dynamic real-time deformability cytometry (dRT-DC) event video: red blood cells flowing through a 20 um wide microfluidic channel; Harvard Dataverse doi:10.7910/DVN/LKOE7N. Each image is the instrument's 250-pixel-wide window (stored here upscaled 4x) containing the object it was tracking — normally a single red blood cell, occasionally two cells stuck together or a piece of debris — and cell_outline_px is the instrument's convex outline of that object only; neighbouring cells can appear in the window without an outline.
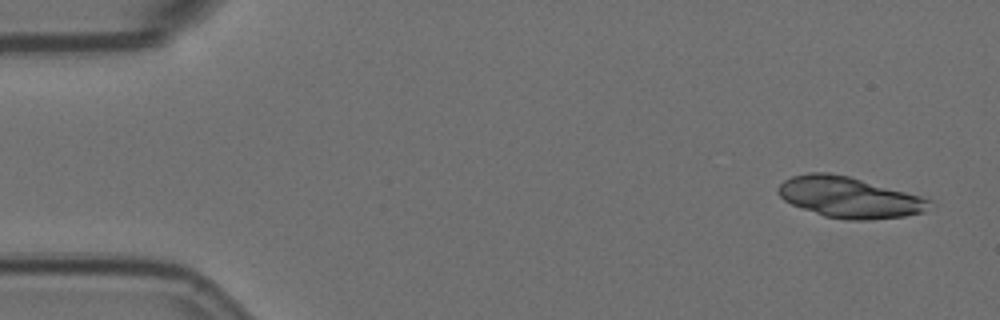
{"species": "Egyptian fruit bat (a non-hibernating species)", "species_latin": "Rousettus aegyptiacus", "temperature_condition": "room temperature", "stored_images_in_passage": 4, "camera_frame_rate_fps": 3000, "um_per_image_px": 0.085, "animal": {"sex": "female"}, "frame": {"image": 1, "passage_image": 1, "time_ms": 0.0, "image_size_px": [1000, 320], "cell_outline_px": [[936, 204], [924, 212], [904, 216], [868, 220], [848, 220], [824, 216], [792, 204], [784, 200], [776, 192], [776, 188], [784, 180], [792, 176], [808, 172], [828, 172], [848, 176], [920, 196], [932, 200]], "centroid_in_image_um": [72.19, 16.77], "position_along_channel_um": 12.8, "area_um2": 36.01}}